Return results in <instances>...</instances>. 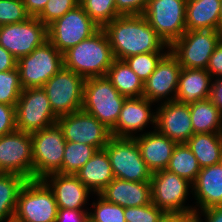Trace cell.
Masks as SVG:
<instances>
[{
	"instance_id": "29",
	"label": "cell",
	"mask_w": 222,
	"mask_h": 222,
	"mask_svg": "<svg viewBox=\"0 0 222 222\" xmlns=\"http://www.w3.org/2000/svg\"><path fill=\"white\" fill-rule=\"evenodd\" d=\"M106 77L117 91L127 98L143 95L144 82L124 60L115 59L109 67Z\"/></svg>"
},
{
	"instance_id": "48",
	"label": "cell",
	"mask_w": 222,
	"mask_h": 222,
	"mask_svg": "<svg viewBox=\"0 0 222 222\" xmlns=\"http://www.w3.org/2000/svg\"><path fill=\"white\" fill-rule=\"evenodd\" d=\"M180 217L177 214H165L159 222H176Z\"/></svg>"
},
{
	"instance_id": "1",
	"label": "cell",
	"mask_w": 222,
	"mask_h": 222,
	"mask_svg": "<svg viewBox=\"0 0 222 222\" xmlns=\"http://www.w3.org/2000/svg\"><path fill=\"white\" fill-rule=\"evenodd\" d=\"M102 29L117 60H124L137 54L170 50V46L158 36L142 14L120 15Z\"/></svg>"
},
{
	"instance_id": "17",
	"label": "cell",
	"mask_w": 222,
	"mask_h": 222,
	"mask_svg": "<svg viewBox=\"0 0 222 222\" xmlns=\"http://www.w3.org/2000/svg\"><path fill=\"white\" fill-rule=\"evenodd\" d=\"M181 69L178 59L169 51L143 83L142 97L154 103L175 101Z\"/></svg>"
},
{
	"instance_id": "13",
	"label": "cell",
	"mask_w": 222,
	"mask_h": 222,
	"mask_svg": "<svg viewBox=\"0 0 222 222\" xmlns=\"http://www.w3.org/2000/svg\"><path fill=\"white\" fill-rule=\"evenodd\" d=\"M16 130L33 133L57 123L42 87L23 89L15 106Z\"/></svg>"
},
{
	"instance_id": "4",
	"label": "cell",
	"mask_w": 222,
	"mask_h": 222,
	"mask_svg": "<svg viewBox=\"0 0 222 222\" xmlns=\"http://www.w3.org/2000/svg\"><path fill=\"white\" fill-rule=\"evenodd\" d=\"M63 67V53L49 40L17 60L22 89L43 87Z\"/></svg>"
},
{
	"instance_id": "11",
	"label": "cell",
	"mask_w": 222,
	"mask_h": 222,
	"mask_svg": "<svg viewBox=\"0 0 222 222\" xmlns=\"http://www.w3.org/2000/svg\"><path fill=\"white\" fill-rule=\"evenodd\" d=\"M85 80L63 67L43 85L51 108L58 118L82 109Z\"/></svg>"
},
{
	"instance_id": "36",
	"label": "cell",
	"mask_w": 222,
	"mask_h": 222,
	"mask_svg": "<svg viewBox=\"0 0 222 222\" xmlns=\"http://www.w3.org/2000/svg\"><path fill=\"white\" fill-rule=\"evenodd\" d=\"M97 197L98 201L92 203L89 219L93 222H126L124 207L105 200L99 194Z\"/></svg>"
},
{
	"instance_id": "9",
	"label": "cell",
	"mask_w": 222,
	"mask_h": 222,
	"mask_svg": "<svg viewBox=\"0 0 222 222\" xmlns=\"http://www.w3.org/2000/svg\"><path fill=\"white\" fill-rule=\"evenodd\" d=\"M221 39L222 31L186 30L170 46V52L178 59L182 68L206 70Z\"/></svg>"
},
{
	"instance_id": "47",
	"label": "cell",
	"mask_w": 222,
	"mask_h": 222,
	"mask_svg": "<svg viewBox=\"0 0 222 222\" xmlns=\"http://www.w3.org/2000/svg\"><path fill=\"white\" fill-rule=\"evenodd\" d=\"M212 99L222 113V77L213 81Z\"/></svg>"
},
{
	"instance_id": "42",
	"label": "cell",
	"mask_w": 222,
	"mask_h": 222,
	"mask_svg": "<svg viewBox=\"0 0 222 222\" xmlns=\"http://www.w3.org/2000/svg\"><path fill=\"white\" fill-rule=\"evenodd\" d=\"M206 70L214 79L222 77V39L215 47Z\"/></svg>"
},
{
	"instance_id": "51",
	"label": "cell",
	"mask_w": 222,
	"mask_h": 222,
	"mask_svg": "<svg viewBox=\"0 0 222 222\" xmlns=\"http://www.w3.org/2000/svg\"><path fill=\"white\" fill-rule=\"evenodd\" d=\"M221 1V5H220V31H222V0Z\"/></svg>"
},
{
	"instance_id": "15",
	"label": "cell",
	"mask_w": 222,
	"mask_h": 222,
	"mask_svg": "<svg viewBox=\"0 0 222 222\" xmlns=\"http://www.w3.org/2000/svg\"><path fill=\"white\" fill-rule=\"evenodd\" d=\"M48 40L47 26L37 17L0 26V45L17 60Z\"/></svg>"
},
{
	"instance_id": "18",
	"label": "cell",
	"mask_w": 222,
	"mask_h": 222,
	"mask_svg": "<svg viewBox=\"0 0 222 222\" xmlns=\"http://www.w3.org/2000/svg\"><path fill=\"white\" fill-rule=\"evenodd\" d=\"M155 129L170 140L186 143L193 135L189 104L162 102L156 109Z\"/></svg>"
},
{
	"instance_id": "24",
	"label": "cell",
	"mask_w": 222,
	"mask_h": 222,
	"mask_svg": "<svg viewBox=\"0 0 222 222\" xmlns=\"http://www.w3.org/2000/svg\"><path fill=\"white\" fill-rule=\"evenodd\" d=\"M212 80L207 70L182 68L175 101L191 104L212 97Z\"/></svg>"
},
{
	"instance_id": "45",
	"label": "cell",
	"mask_w": 222,
	"mask_h": 222,
	"mask_svg": "<svg viewBox=\"0 0 222 222\" xmlns=\"http://www.w3.org/2000/svg\"><path fill=\"white\" fill-rule=\"evenodd\" d=\"M17 68V59L0 45V72Z\"/></svg>"
},
{
	"instance_id": "26",
	"label": "cell",
	"mask_w": 222,
	"mask_h": 222,
	"mask_svg": "<svg viewBox=\"0 0 222 222\" xmlns=\"http://www.w3.org/2000/svg\"><path fill=\"white\" fill-rule=\"evenodd\" d=\"M220 0H187L186 30L220 31Z\"/></svg>"
},
{
	"instance_id": "5",
	"label": "cell",
	"mask_w": 222,
	"mask_h": 222,
	"mask_svg": "<svg viewBox=\"0 0 222 222\" xmlns=\"http://www.w3.org/2000/svg\"><path fill=\"white\" fill-rule=\"evenodd\" d=\"M58 206L42 179L27 180L18 194L14 217L22 222H55Z\"/></svg>"
},
{
	"instance_id": "20",
	"label": "cell",
	"mask_w": 222,
	"mask_h": 222,
	"mask_svg": "<svg viewBox=\"0 0 222 222\" xmlns=\"http://www.w3.org/2000/svg\"><path fill=\"white\" fill-rule=\"evenodd\" d=\"M42 180L52 190L58 209L85 210L91 191L75 175L52 173Z\"/></svg>"
},
{
	"instance_id": "30",
	"label": "cell",
	"mask_w": 222,
	"mask_h": 222,
	"mask_svg": "<svg viewBox=\"0 0 222 222\" xmlns=\"http://www.w3.org/2000/svg\"><path fill=\"white\" fill-rule=\"evenodd\" d=\"M26 181L15 173H0V221L14 217L19 191Z\"/></svg>"
},
{
	"instance_id": "43",
	"label": "cell",
	"mask_w": 222,
	"mask_h": 222,
	"mask_svg": "<svg viewBox=\"0 0 222 222\" xmlns=\"http://www.w3.org/2000/svg\"><path fill=\"white\" fill-rule=\"evenodd\" d=\"M88 218L87 210L58 209L55 222H86Z\"/></svg>"
},
{
	"instance_id": "25",
	"label": "cell",
	"mask_w": 222,
	"mask_h": 222,
	"mask_svg": "<svg viewBox=\"0 0 222 222\" xmlns=\"http://www.w3.org/2000/svg\"><path fill=\"white\" fill-rule=\"evenodd\" d=\"M75 176L93 194H99L115 177L109 156L105 149L97 150L89 161L80 168Z\"/></svg>"
},
{
	"instance_id": "21",
	"label": "cell",
	"mask_w": 222,
	"mask_h": 222,
	"mask_svg": "<svg viewBox=\"0 0 222 222\" xmlns=\"http://www.w3.org/2000/svg\"><path fill=\"white\" fill-rule=\"evenodd\" d=\"M196 206L194 212L222 205V165L220 163L201 168L192 190ZM200 208V210H199Z\"/></svg>"
},
{
	"instance_id": "16",
	"label": "cell",
	"mask_w": 222,
	"mask_h": 222,
	"mask_svg": "<svg viewBox=\"0 0 222 222\" xmlns=\"http://www.w3.org/2000/svg\"><path fill=\"white\" fill-rule=\"evenodd\" d=\"M66 141L78 142L104 149L112 137L111 130L82 109L58 118Z\"/></svg>"
},
{
	"instance_id": "7",
	"label": "cell",
	"mask_w": 222,
	"mask_h": 222,
	"mask_svg": "<svg viewBox=\"0 0 222 222\" xmlns=\"http://www.w3.org/2000/svg\"><path fill=\"white\" fill-rule=\"evenodd\" d=\"M152 203L166 214L188 216L194 214V207L185 206L192 184L177 174L165 170L152 173Z\"/></svg>"
},
{
	"instance_id": "2",
	"label": "cell",
	"mask_w": 222,
	"mask_h": 222,
	"mask_svg": "<svg viewBox=\"0 0 222 222\" xmlns=\"http://www.w3.org/2000/svg\"><path fill=\"white\" fill-rule=\"evenodd\" d=\"M114 60L112 47L102 28L63 53L64 68L85 79L105 77Z\"/></svg>"
},
{
	"instance_id": "39",
	"label": "cell",
	"mask_w": 222,
	"mask_h": 222,
	"mask_svg": "<svg viewBox=\"0 0 222 222\" xmlns=\"http://www.w3.org/2000/svg\"><path fill=\"white\" fill-rule=\"evenodd\" d=\"M166 213L155 204L124 208L126 222H159Z\"/></svg>"
},
{
	"instance_id": "37",
	"label": "cell",
	"mask_w": 222,
	"mask_h": 222,
	"mask_svg": "<svg viewBox=\"0 0 222 222\" xmlns=\"http://www.w3.org/2000/svg\"><path fill=\"white\" fill-rule=\"evenodd\" d=\"M30 17L23 0H0V26L21 23Z\"/></svg>"
},
{
	"instance_id": "32",
	"label": "cell",
	"mask_w": 222,
	"mask_h": 222,
	"mask_svg": "<svg viewBox=\"0 0 222 222\" xmlns=\"http://www.w3.org/2000/svg\"><path fill=\"white\" fill-rule=\"evenodd\" d=\"M96 147L78 142L66 141L60 174H73L82 168L96 153Z\"/></svg>"
},
{
	"instance_id": "12",
	"label": "cell",
	"mask_w": 222,
	"mask_h": 222,
	"mask_svg": "<svg viewBox=\"0 0 222 222\" xmlns=\"http://www.w3.org/2000/svg\"><path fill=\"white\" fill-rule=\"evenodd\" d=\"M99 29L79 4L47 26L48 40L59 52L64 53Z\"/></svg>"
},
{
	"instance_id": "53",
	"label": "cell",
	"mask_w": 222,
	"mask_h": 222,
	"mask_svg": "<svg viewBox=\"0 0 222 222\" xmlns=\"http://www.w3.org/2000/svg\"><path fill=\"white\" fill-rule=\"evenodd\" d=\"M86 222H93L91 219L88 218V220Z\"/></svg>"
},
{
	"instance_id": "6",
	"label": "cell",
	"mask_w": 222,
	"mask_h": 222,
	"mask_svg": "<svg viewBox=\"0 0 222 222\" xmlns=\"http://www.w3.org/2000/svg\"><path fill=\"white\" fill-rule=\"evenodd\" d=\"M115 178L131 182H148L152 171L141 156L135 138L112 136L105 145Z\"/></svg>"
},
{
	"instance_id": "38",
	"label": "cell",
	"mask_w": 222,
	"mask_h": 222,
	"mask_svg": "<svg viewBox=\"0 0 222 222\" xmlns=\"http://www.w3.org/2000/svg\"><path fill=\"white\" fill-rule=\"evenodd\" d=\"M80 0H48L37 18L46 26L79 5Z\"/></svg>"
},
{
	"instance_id": "46",
	"label": "cell",
	"mask_w": 222,
	"mask_h": 222,
	"mask_svg": "<svg viewBox=\"0 0 222 222\" xmlns=\"http://www.w3.org/2000/svg\"><path fill=\"white\" fill-rule=\"evenodd\" d=\"M27 13L31 17H37L45 8L48 0H23Z\"/></svg>"
},
{
	"instance_id": "33",
	"label": "cell",
	"mask_w": 222,
	"mask_h": 222,
	"mask_svg": "<svg viewBox=\"0 0 222 222\" xmlns=\"http://www.w3.org/2000/svg\"><path fill=\"white\" fill-rule=\"evenodd\" d=\"M79 4L100 28L120 16L115 0H80Z\"/></svg>"
},
{
	"instance_id": "8",
	"label": "cell",
	"mask_w": 222,
	"mask_h": 222,
	"mask_svg": "<svg viewBox=\"0 0 222 222\" xmlns=\"http://www.w3.org/2000/svg\"><path fill=\"white\" fill-rule=\"evenodd\" d=\"M33 179L57 173L62 168L66 140L58 123L31 133Z\"/></svg>"
},
{
	"instance_id": "50",
	"label": "cell",
	"mask_w": 222,
	"mask_h": 222,
	"mask_svg": "<svg viewBox=\"0 0 222 222\" xmlns=\"http://www.w3.org/2000/svg\"><path fill=\"white\" fill-rule=\"evenodd\" d=\"M22 222V221H20V220H18L17 218H15V217H12V218H9V219H5V220H3V221H0V222Z\"/></svg>"
},
{
	"instance_id": "3",
	"label": "cell",
	"mask_w": 222,
	"mask_h": 222,
	"mask_svg": "<svg viewBox=\"0 0 222 222\" xmlns=\"http://www.w3.org/2000/svg\"><path fill=\"white\" fill-rule=\"evenodd\" d=\"M127 97L121 95L107 77L86 78L82 110L112 130Z\"/></svg>"
},
{
	"instance_id": "23",
	"label": "cell",
	"mask_w": 222,
	"mask_h": 222,
	"mask_svg": "<svg viewBox=\"0 0 222 222\" xmlns=\"http://www.w3.org/2000/svg\"><path fill=\"white\" fill-rule=\"evenodd\" d=\"M134 138L143 160L152 173L167 168L177 142L159 133L155 127L154 131L137 134Z\"/></svg>"
},
{
	"instance_id": "41",
	"label": "cell",
	"mask_w": 222,
	"mask_h": 222,
	"mask_svg": "<svg viewBox=\"0 0 222 222\" xmlns=\"http://www.w3.org/2000/svg\"><path fill=\"white\" fill-rule=\"evenodd\" d=\"M149 0H115L117 12L120 15H141Z\"/></svg>"
},
{
	"instance_id": "35",
	"label": "cell",
	"mask_w": 222,
	"mask_h": 222,
	"mask_svg": "<svg viewBox=\"0 0 222 222\" xmlns=\"http://www.w3.org/2000/svg\"><path fill=\"white\" fill-rule=\"evenodd\" d=\"M22 90L18 68L0 72V103L16 106Z\"/></svg>"
},
{
	"instance_id": "19",
	"label": "cell",
	"mask_w": 222,
	"mask_h": 222,
	"mask_svg": "<svg viewBox=\"0 0 222 222\" xmlns=\"http://www.w3.org/2000/svg\"><path fill=\"white\" fill-rule=\"evenodd\" d=\"M152 103L142 96L126 98L119 119L111 130L112 136L134 138L149 123L155 126L156 113L151 111Z\"/></svg>"
},
{
	"instance_id": "27",
	"label": "cell",
	"mask_w": 222,
	"mask_h": 222,
	"mask_svg": "<svg viewBox=\"0 0 222 222\" xmlns=\"http://www.w3.org/2000/svg\"><path fill=\"white\" fill-rule=\"evenodd\" d=\"M194 134L222 133V113L212 97L189 104Z\"/></svg>"
},
{
	"instance_id": "34",
	"label": "cell",
	"mask_w": 222,
	"mask_h": 222,
	"mask_svg": "<svg viewBox=\"0 0 222 222\" xmlns=\"http://www.w3.org/2000/svg\"><path fill=\"white\" fill-rule=\"evenodd\" d=\"M148 52L124 59L128 66L145 82L154 72L160 60L169 52Z\"/></svg>"
},
{
	"instance_id": "31",
	"label": "cell",
	"mask_w": 222,
	"mask_h": 222,
	"mask_svg": "<svg viewBox=\"0 0 222 222\" xmlns=\"http://www.w3.org/2000/svg\"><path fill=\"white\" fill-rule=\"evenodd\" d=\"M166 170L193 184L201 167L188 145L180 143L176 145Z\"/></svg>"
},
{
	"instance_id": "28",
	"label": "cell",
	"mask_w": 222,
	"mask_h": 222,
	"mask_svg": "<svg viewBox=\"0 0 222 222\" xmlns=\"http://www.w3.org/2000/svg\"><path fill=\"white\" fill-rule=\"evenodd\" d=\"M186 144L201 168L220 163L222 133H196Z\"/></svg>"
},
{
	"instance_id": "49",
	"label": "cell",
	"mask_w": 222,
	"mask_h": 222,
	"mask_svg": "<svg viewBox=\"0 0 222 222\" xmlns=\"http://www.w3.org/2000/svg\"><path fill=\"white\" fill-rule=\"evenodd\" d=\"M176 222H199L194 215L181 216Z\"/></svg>"
},
{
	"instance_id": "52",
	"label": "cell",
	"mask_w": 222,
	"mask_h": 222,
	"mask_svg": "<svg viewBox=\"0 0 222 222\" xmlns=\"http://www.w3.org/2000/svg\"><path fill=\"white\" fill-rule=\"evenodd\" d=\"M220 164L222 165V152H221V157H220Z\"/></svg>"
},
{
	"instance_id": "40",
	"label": "cell",
	"mask_w": 222,
	"mask_h": 222,
	"mask_svg": "<svg viewBox=\"0 0 222 222\" xmlns=\"http://www.w3.org/2000/svg\"><path fill=\"white\" fill-rule=\"evenodd\" d=\"M15 130V106L0 103V137Z\"/></svg>"
},
{
	"instance_id": "14",
	"label": "cell",
	"mask_w": 222,
	"mask_h": 222,
	"mask_svg": "<svg viewBox=\"0 0 222 222\" xmlns=\"http://www.w3.org/2000/svg\"><path fill=\"white\" fill-rule=\"evenodd\" d=\"M0 173H15L33 179L31 133L15 130L0 137Z\"/></svg>"
},
{
	"instance_id": "10",
	"label": "cell",
	"mask_w": 222,
	"mask_h": 222,
	"mask_svg": "<svg viewBox=\"0 0 222 222\" xmlns=\"http://www.w3.org/2000/svg\"><path fill=\"white\" fill-rule=\"evenodd\" d=\"M186 3L187 0H149L142 14L168 46L186 31Z\"/></svg>"
},
{
	"instance_id": "22",
	"label": "cell",
	"mask_w": 222,
	"mask_h": 222,
	"mask_svg": "<svg viewBox=\"0 0 222 222\" xmlns=\"http://www.w3.org/2000/svg\"><path fill=\"white\" fill-rule=\"evenodd\" d=\"M99 195L124 208L152 203L151 182H131L114 178Z\"/></svg>"
},
{
	"instance_id": "44",
	"label": "cell",
	"mask_w": 222,
	"mask_h": 222,
	"mask_svg": "<svg viewBox=\"0 0 222 222\" xmlns=\"http://www.w3.org/2000/svg\"><path fill=\"white\" fill-rule=\"evenodd\" d=\"M200 213L203 214L202 216H205V222H222V205L201 210L200 212H194L193 215L198 221L203 222V219L201 221Z\"/></svg>"
}]
</instances>
